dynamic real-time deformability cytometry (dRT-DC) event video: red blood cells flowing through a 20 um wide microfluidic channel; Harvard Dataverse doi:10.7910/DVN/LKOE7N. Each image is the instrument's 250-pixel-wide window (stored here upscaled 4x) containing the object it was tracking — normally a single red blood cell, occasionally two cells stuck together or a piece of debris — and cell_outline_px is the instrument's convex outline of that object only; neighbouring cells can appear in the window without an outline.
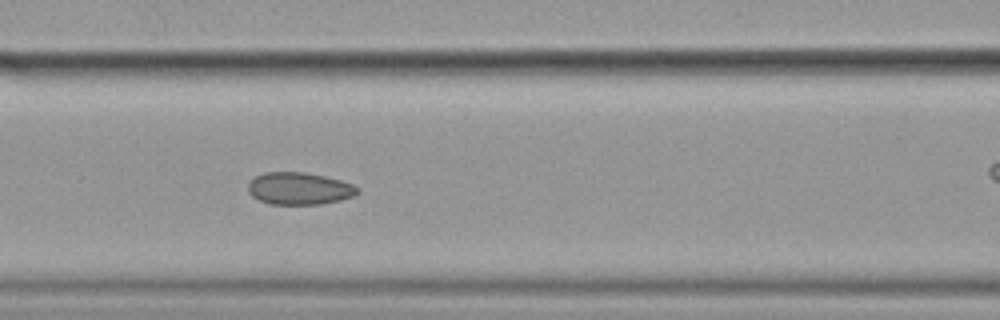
{"species": "common noctule bat (a hibernating species)", "species_latin": "Nyctalus noctula", "temperature_condition": "cold", "stored_images_in_passage": 21, "camera_frame_rate_fps": 3000, "um_per_image_px": 0.085, "animal": {"sex": "female", "body_mass_g": 19.9}, "frame": {"image": 1, "passage_image": 7, "time_ms": 2.0, "image_size_px": [1000, 320], "cell_outline_px": [[360, 192], [352, 196], [340, 200], [320, 204], [268, 204], [252, 196], [248, 192], [248, 184], [256, 176], [264, 172], [304, 172], [324, 176], [340, 180], [352, 184], [360, 188]], "centroid_in_image_um": [25.44, 16.02], "position_along_channel_um": 141.2, "area_um2": 20.52}}